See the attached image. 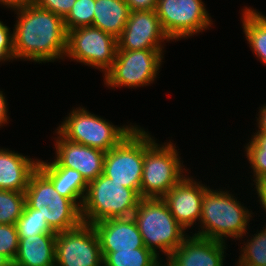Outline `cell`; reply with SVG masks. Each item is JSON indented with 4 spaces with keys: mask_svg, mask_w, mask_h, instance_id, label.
Masks as SVG:
<instances>
[{
    "mask_svg": "<svg viewBox=\"0 0 266 266\" xmlns=\"http://www.w3.org/2000/svg\"><path fill=\"white\" fill-rule=\"evenodd\" d=\"M15 60L47 63L65 59L67 30L64 19L34 3L13 10Z\"/></svg>",
    "mask_w": 266,
    "mask_h": 266,
    "instance_id": "obj_1",
    "label": "cell"
},
{
    "mask_svg": "<svg viewBox=\"0 0 266 266\" xmlns=\"http://www.w3.org/2000/svg\"><path fill=\"white\" fill-rule=\"evenodd\" d=\"M229 192L210 187L205 191L198 225L201 229L198 228L193 235L223 242L227 237L235 241L247 237V226L254 213Z\"/></svg>",
    "mask_w": 266,
    "mask_h": 266,
    "instance_id": "obj_2",
    "label": "cell"
},
{
    "mask_svg": "<svg viewBox=\"0 0 266 266\" xmlns=\"http://www.w3.org/2000/svg\"><path fill=\"white\" fill-rule=\"evenodd\" d=\"M132 217L144 246L158 257L162 252L169 258L188 236L162 198H141Z\"/></svg>",
    "mask_w": 266,
    "mask_h": 266,
    "instance_id": "obj_3",
    "label": "cell"
},
{
    "mask_svg": "<svg viewBox=\"0 0 266 266\" xmlns=\"http://www.w3.org/2000/svg\"><path fill=\"white\" fill-rule=\"evenodd\" d=\"M176 148L171 141L158 144L155 138L144 130L141 198H163L186 176L188 169L184 168Z\"/></svg>",
    "mask_w": 266,
    "mask_h": 266,
    "instance_id": "obj_4",
    "label": "cell"
},
{
    "mask_svg": "<svg viewBox=\"0 0 266 266\" xmlns=\"http://www.w3.org/2000/svg\"><path fill=\"white\" fill-rule=\"evenodd\" d=\"M140 199L134 189L126 188L102 173L88 183L81 206L82 221L93 225L106 219L130 217Z\"/></svg>",
    "mask_w": 266,
    "mask_h": 266,
    "instance_id": "obj_5",
    "label": "cell"
},
{
    "mask_svg": "<svg viewBox=\"0 0 266 266\" xmlns=\"http://www.w3.org/2000/svg\"><path fill=\"white\" fill-rule=\"evenodd\" d=\"M25 196L26 204L38 210L55 233L74 229L83 222L81 209L72 200L60 195L38 168L30 175Z\"/></svg>",
    "mask_w": 266,
    "mask_h": 266,
    "instance_id": "obj_6",
    "label": "cell"
},
{
    "mask_svg": "<svg viewBox=\"0 0 266 266\" xmlns=\"http://www.w3.org/2000/svg\"><path fill=\"white\" fill-rule=\"evenodd\" d=\"M65 118L56 129L64 138L104 152L116 147L137 126H115L83 106L72 109Z\"/></svg>",
    "mask_w": 266,
    "mask_h": 266,
    "instance_id": "obj_7",
    "label": "cell"
},
{
    "mask_svg": "<svg viewBox=\"0 0 266 266\" xmlns=\"http://www.w3.org/2000/svg\"><path fill=\"white\" fill-rule=\"evenodd\" d=\"M163 49L117 50L112 67L104 74L109 88H137L153 84L160 72Z\"/></svg>",
    "mask_w": 266,
    "mask_h": 266,
    "instance_id": "obj_8",
    "label": "cell"
},
{
    "mask_svg": "<svg viewBox=\"0 0 266 266\" xmlns=\"http://www.w3.org/2000/svg\"><path fill=\"white\" fill-rule=\"evenodd\" d=\"M144 165V128L138 125L116 147L105 152L103 174L140 195Z\"/></svg>",
    "mask_w": 266,
    "mask_h": 266,
    "instance_id": "obj_9",
    "label": "cell"
},
{
    "mask_svg": "<svg viewBox=\"0 0 266 266\" xmlns=\"http://www.w3.org/2000/svg\"><path fill=\"white\" fill-rule=\"evenodd\" d=\"M118 44L112 35L93 26L67 31L65 57L105 74L115 61Z\"/></svg>",
    "mask_w": 266,
    "mask_h": 266,
    "instance_id": "obj_10",
    "label": "cell"
},
{
    "mask_svg": "<svg viewBox=\"0 0 266 266\" xmlns=\"http://www.w3.org/2000/svg\"><path fill=\"white\" fill-rule=\"evenodd\" d=\"M171 41L187 39L213 24L202 0H158L155 9Z\"/></svg>",
    "mask_w": 266,
    "mask_h": 266,
    "instance_id": "obj_11",
    "label": "cell"
},
{
    "mask_svg": "<svg viewBox=\"0 0 266 266\" xmlns=\"http://www.w3.org/2000/svg\"><path fill=\"white\" fill-rule=\"evenodd\" d=\"M55 266H103L100 242L93 225L82 222L74 229L56 234Z\"/></svg>",
    "mask_w": 266,
    "mask_h": 266,
    "instance_id": "obj_12",
    "label": "cell"
},
{
    "mask_svg": "<svg viewBox=\"0 0 266 266\" xmlns=\"http://www.w3.org/2000/svg\"><path fill=\"white\" fill-rule=\"evenodd\" d=\"M55 159L40 160L37 167H67L77 170L89 183L103 173L105 152L83 144L72 142L55 131Z\"/></svg>",
    "mask_w": 266,
    "mask_h": 266,
    "instance_id": "obj_13",
    "label": "cell"
},
{
    "mask_svg": "<svg viewBox=\"0 0 266 266\" xmlns=\"http://www.w3.org/2000/svg\"><path fill=\"white\" fill-rule=\"evenodd\" d=\"M170 40L155 10L131 11L117 50L164 49L162 42Z\"/></svg>",
    "mask_w": 266,
    "mask_h": 266,
    "instance_id": "obj_14",
    "label": "cell"
},
{
    "mask_svg": "<svg viewBox=\"0 0 266 266\" xmlns=\"http://www.w3.org/2000/svg\"><path fill=\"white\" fill-rule=\"evenodd\" d=\"M186 175L162 198L175 220L186 230L201 218L202 198L207 185Z\"/></svg>",
    "mask_w": 266,
    "mask_h": 266,
    "instance_id": "obj_15",
    "label": "cell"
},
{
    "mask_svg": "<svg viewBox=\"0 0 266 266\" xmlns=\"http://www.w3.org/2000/svg\"><path fill=\"white\" fill-rule=\"evenodd\" d=\"M226 242L188 235L169 259L176 266H224Z\"/></svg>",
    "mask_w": 266,
    "mask_h": 266,
    "instance_id": "obj_16",
    "label": "cell"
},
{
    "mask_svg": "<svg viewBox=\"0 0 266 266\" xmlns=\"http://www.w3.org/2000/svg\"><path fill=\"white\" fill-rule=\"evenodd\" d=\"M101 252H117L146 248L133 217L111 218L93 224Z\"/></svg>",
    "mask_w": 266,
    "mask_h": 266,
    "instance_id": "obj_17",
    "label": "cell"
},
{
    "mask_svg": "<svg viewBox=\"0 0 266 266\" xmlns=\"http://www.w3.org/2000/svg\"><path fill=\"white\" fill-rule=\"evenodd\" d=\"M38 161L14 150L0 148V189L25 193Z\"/></svg>",
    "mask_w": 266,
    "mask_h": 266,
    "instance_id": "obj_18",
    "label": "cell"
},
{
    "mask_svg": "<svg viewBox=\"0 0 266 266\" xmlns=\"http://www.w3.org/2000/svg\"><path fill=\"white\" fill-rule=\"evenodd\" d=\"M56 234L46 233L19 238L13 266H55Z\"/></svg>",
    "mask_w": 266,
    "mask_h": 266,
    "instance_id": "obj_19",
    "label": "cell"
},
{
    "mask_svg": "<svg viewBox=\"0 0 266 266\" xmlns=\"http://www.w3.org/2000/svg\"><path fill=\"white\" fill-rule=\"evenodd\" d=\"M125 0H95L93 27L118 39L130 16Z\"/></svg>",
    "mask_w": 266,
    "mask_h": 266,
    "instance_id": "obj_20",
    "label": "cell"
},
{
    "mask_svg": "<svg viewBox=\"0 0 266 266\" xmlns=\"http://www.w3.org/2000/svg\"><path fill=\"white\" fill-rule=\"evenodd\" d=\"M62 196L72 200L80 209L87 191L88 182L75 169L67 167H37Z\"/></svg>",
    "mask_w": 266,
    "mask_h": 266,
    "instance_id": "obj_21",
    "label": "cell"
},
{
    "mask_svg": "<svg viewBox=\"0 0 266 266\" xmlns=\"http://www.w3.org/2000/svg\"><path fill=\"white\" fill-rule=\"evenodd\" d=\"M242 11V28L247 43L257 60L266 65V16L252 7H245Z\"/></svg>",
    "mask_w": 266,
    "mask_h": 266,
    "instance_id": "obj_22",
    "label": "cell"
},
{
    "mask_svg": "<svg viewBox=\"0 0 266 266\" xmlns=\"http://www.w3.org/2000/svg\"><path fill=\"white\" fill-rule=\"evenodd\" d=\"M102 255L103 266H153L162 259L147 248L102 252Z\"/></svg>",
    "mask_w": 266,
    "mask_h": 266,
    "instance_id": "obj_23",
    "label": "cell"
},
{
    "mask_svg": "<svg viewBox=\"0 0 266 266\" xmlns=\"http://www.w3.org/2000/svg\"><path fill=\"white\" fill-rule=\"evenodd\" d=\"M255 235V236H254ZM247 242H243L239 260L236 266H265L266 265V225L254 234ZM253 237V238H252Z\"/></svg>",
    "mask_w": 266,
    "mask_h": 266,
    "instance_id": "obj_24",
    "label": "cell"
},
{
    "mask_svg": "<svg viewBox=\"0 0 266 266\" xmlns=\"http://www.w3.org/2000/svg\"><path fill=\"white\" fill-rule=\"evenodd\" d=\"M25 204V193L0 189V224L16 225Z\"/></svg>",
    "mask_w": 266,
    "mask_h": 266,
    "instance_id": "obj_25",
    "label": "cell"
},
{
    "mask_svg": "<svg viewBox=\"0 0 266 266\" xmlns=\"http://www.w3.org/2000/svg\"><path fill=\"white\" fill-rule=\"evenodd\" d=\"M18 238H28L37 234L55 233L47 225L46 219L38 214V210L25 204L23 213L16 223Z\"/></svg>",
    "mask_w": 266,
    "mask_h": 266,
    "instance_id": "obj_26",
    "label": "cell"
},
{
    "mask_svg": "<svg viewBox=\"0 0 266 266\" xmlns=\"http://www.w3.org/2000/svg\"><path fill=\"white\" fill-rule=\"evenodd\" d=\"M95 0H76L64 18L67 31L93 25Z\"/></svg>",
    "mask_w": 266,
    "mask_h": 266,
    "instance_id": "obj_27",
    "label": "cell"
},
{
    "mask_svg": "<svg viewBox=\"0 0 266 266\" xmlns=\"http://www.w3.org/2000/svg\"><path fill=\"white\" fill-rule=\"evenodd\" d=\"M18 231L14 224H0V254L12 263L18 252Z\"/></svg>",
    "mask_w": 266,
    "mask_h": 266,
    "instance_id": "obj_28",
    "label": "cell"
},
{
    "mask_svg": "<svg viewBox=\"0 0 266 266\" xmlns=\"http://www.w3.org/2000/svg\"><path fill=\"white\" fill-rule=\"evenodd\" d=\"M10 28L0 20V62L15 60L13 33Z\"/></svg>",
    "mask_w": 266,
    "mask_h": 266,
    "instance_id": "obj_29",
    "label": "cell"
},
{
    "mask_svg": "<svg viewBox=\"0 0 266 266\" xmlns=\"http://www.w3.org/2000/svg\"><path fill=\"white\" fill-rule=\"evenodd\" d=\"M76 0H34L33 3L45 10H49L57 14L61 18H65Z\"/></svg>",
    "mask_w": 266,
    "mask_h": 266,
    "instance_id": "obj_30",
    "label": "cell"
},
{
    "mask_svg": "<svg viewBox=\"0 0 266 266\" xmlns=\"http://www.w3.org/2000/svg\"><path fill=\"white\" fill-rule=\"evenodd\" d=\"M246 158L253 170L255 185L263 176L266 175V153L264 151H245Z\"/></svg>",
    "mask_w": 266,
    "mask_h": 266,
    "instance_id": "obj_31",
    "label": "cell"
},
{
    "mask_svg": "<svg viewBox=\"0 0 266 266\" xmlns=\"http://www.w3.org/2000/svg\"><path fill=\"white\" fill-rule=\"evenodd\" d=\"M244 148L245 151H264L266 153V134L254 133Z\"/></svg>",
    "mask_w": 266,
    "mask_h": 266,
    "instance_id": "obj_32",
    "label": "cell"
},
{
    "mask_svg": "<svg viewBox=\"0 0 266 266\" xmlns=\"http://www.w3.org/2000/svg\"><path fill=\"white\" fill-rule=\"evenodd\" d=\"M131 11L155 10L158 0H125Z\"/></svg>",
    "mask_w": 266,
    "mask_h": 266,
    "instance_id": "obj_33",
    "label": "cell"
},
{
    "mask_svg": "<svg viewBox=\"0 0 266 266\" xmlns=\"http://www.w3.org/2000/svg\"><path fill=\"white\" fill-rule=\"evenodd\" d=\"M256 193L259 198V204L262 209L266 212V175L263 176L256 184H255Z\"/></svg>",
    "mask_w": 266,
    "mask_h": 266,
    "instance_id": "obj_34",
    "label": "cell"
},
{
    "mask_svg": "<svg viewBox=\"0 0 266 266\" xmlns=\"http://www.w3.org/2000/svg\"><path fill=\"white\" fill-rule=\"evenodd\" d=\"M7 100L3 93V91L0 90V128L8 124L9 116H8V108H7Z\"/></svg>",
    "mask_w": 266,
    "mask_h": 266,
    "instance_id": "obj_35",
    "label": "cell"
},
{
    "mask_svg": "<svg viewBox=\"0 0 266 266\" xmlns=\"http://www.w3.org/2000/svg\"><path fill=\"white\" fill-rule=\"evenodd\" d=\"M34 0H0V4L10 10H16L33 3Z\"/></svg>",
    "mask_w": 266,
    "mask_h": 266,
    "instance_id": "obj_36",
    "label": "cell"
},
{
    "mask_svg": "<svg viewBox=\"0 0 266 266\" xmlns=\"http://www.w3.org/2000/svg\"><path fill=\"white\" fill-rule=\"evenodd\" d=\"M259 108V117L257 118L258 130L255 133L266 134V104H264L262 107L260 106Z\"/></svg>",
    "mask_w": 266,
    "mask_h": 266,
    "instance_id": "obj_37",
    "label": "cell"
},
{
    "mask_svg": "<svg viewBox=\"0 0 266 266\" xmlns=\"http://www.w3.org/2000/svg\"><path fill=\"white\" fill-rule=\"evenodd\" d=\"M0 266H13V263L3 254H0Z\"/></svg>",
    "mask_w": 266,
    "mask_h": 266,
    "instance_id": "obj_38",
    "label": "cell"
},
{
    "mask_svg": "<svg viewBox=\"0 0 266 266\" xmlns=\"http://www.w3.org/2000/svg\"><path fill=\"white\" fill-rule=\"evenodd\" d=\"M163 261L160 259L155 265L153 266H169V258L166 259V263H162Z\"/></svg>",
    "mask_w": 266,
    "mask_h": 266,
    "instance_id": "obj_39",
    "label": "cell"
},
{
    "mask_svg": "<svg viewBox=\"0 0 266 266\" xmlns=\"http://www.w3.org/2000/svg\"><path fill=\"white\" fill-rule=\"evenodd\" d=\"M169 266H176V265L169 259Z\"/></svg>",
    "mask_w": 266,
    "mask_h": 266,
    "instance_id": "obj_40",
    "label": "cell"
}]
</instances>
